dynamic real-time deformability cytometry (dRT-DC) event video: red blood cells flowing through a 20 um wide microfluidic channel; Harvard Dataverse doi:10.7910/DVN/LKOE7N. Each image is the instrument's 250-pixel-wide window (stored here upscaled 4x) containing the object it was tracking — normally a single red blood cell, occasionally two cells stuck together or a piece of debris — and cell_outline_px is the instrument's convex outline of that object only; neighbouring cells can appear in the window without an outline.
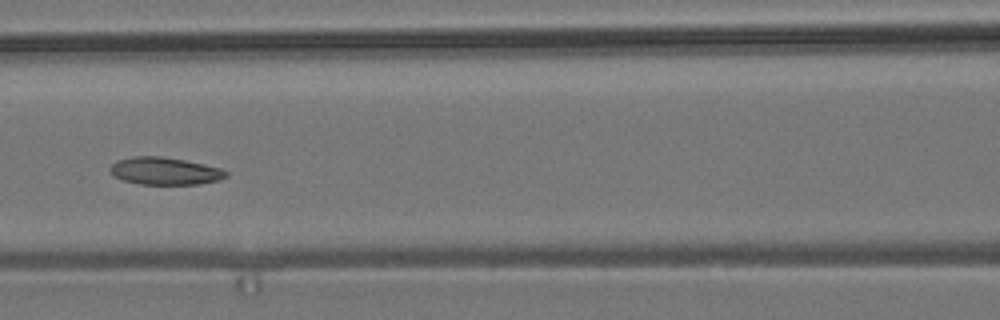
{"species": "common noctule bat (a hibernating species)", "species_latin": "Nyctalus noctula", "temperature_condition": "room temperature", "stored_images_in_passage": 9, "camera_frame_rate_fps": 3000, "um_per_image_px": 0.085, "animal": {"sex": "male", "body_mass_g": 19.2, "forearm_length_mm": 51.8}, "frame": {"image": 1, "passage_image": 6, "time_ms": 7.333, "image_size_px": [1000, 320], "cell_outline_px": [[228, 176], [220, 180], [200, 184], [140, 184], [124, 180], [112, 176], [108, 168], [116, 160], [132, 156], [160, 156], [184, 160], [204, 164], [220, 168], [228, 172]], "centroid_in_image_um": [13.99, 14.53], "position_along_channel_um": 152.6, "area_um2": 18.67}}
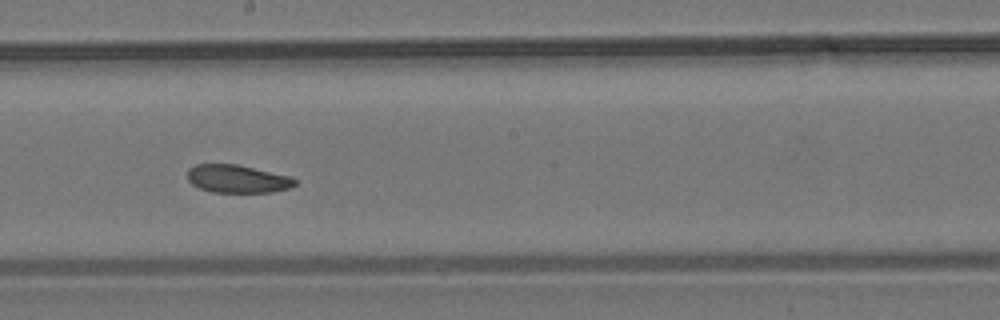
{"frame": {"image": 2, "passage_image": 8, "time_ms": 9.333, "image_size_px": [1000, 320], "cell_outline_px": [[296, 184], [292, 188], [272, 192], [212, 192], [200, 188], [192, 184], [188, 180], [188, 168], [196, 164], [236, 164], [288, 176], [296, 180]], "centroid_in_image_um": [20.16, 15.21], "position_along_channel_um": 228.0, "area_um2": 17.4}}
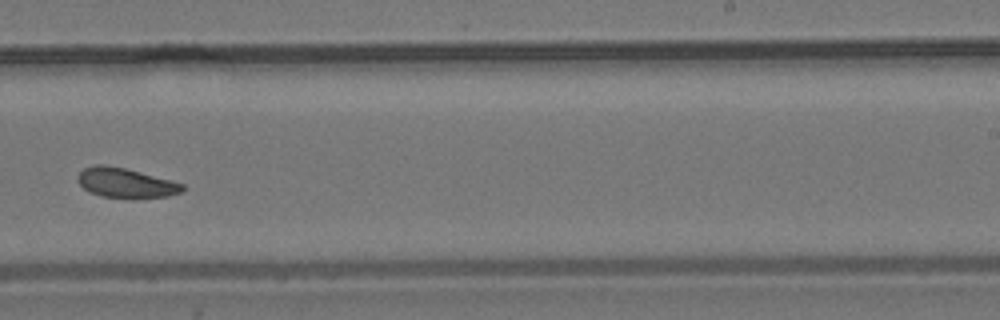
{"frame": {"image": 3, "passage_image": 9, "time_ms": 10.667, "image_size_px": [1000, 320], "cell_outline_px": [[184, 192], [168, 196], [100, 196], [88, 192], [76, 180], [76, 176], [84, 168], [92, 164], [104, 164], [124, 168], [140, 172], [184, 184]], "centroid_in_image_um": [10.63, 15.51], "position_along_channel_um": 278.4, "area_um2": 17.69}}